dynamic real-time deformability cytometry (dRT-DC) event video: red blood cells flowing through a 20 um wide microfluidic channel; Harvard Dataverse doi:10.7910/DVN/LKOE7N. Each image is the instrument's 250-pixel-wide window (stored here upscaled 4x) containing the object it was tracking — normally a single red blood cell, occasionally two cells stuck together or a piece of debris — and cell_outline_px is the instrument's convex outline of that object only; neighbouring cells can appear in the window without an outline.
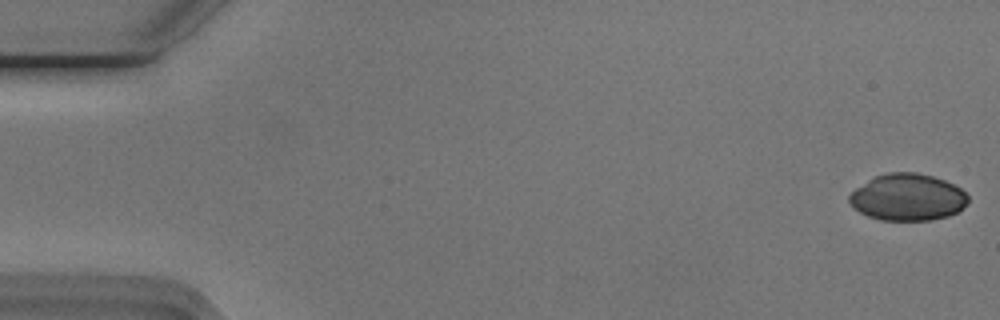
{"species": "Egyptian fruit bat (a non-hibernating species)", "species_latin": "Rousettus aegyptiacus", "temperature_condition": "cold", "stored_images_in_passage": 51, "camera_frame_rate_fps": 3000, "um_per_image_px": 0.085, "animal": {"sex": "male"}, "frame": {"image": 1, "passage_image": 1, "time_ms": 0.0, "image_size_px": [1000, 320], "cell_outline_px": [[968, 204], [956, 212], [948, 216], [932, 220], [880, 220], [868, 216], [852, 208], [848, 200], [848, 196], [856, 188], [872, 176], [888, 172], [916, 172], [932, 176], [944, 180], [960, 188], [968, 196]], "centroid_in_image_um": [77.12, 16.76], "position_along_channel_um": 7.9, "area_um2": 32.6}}
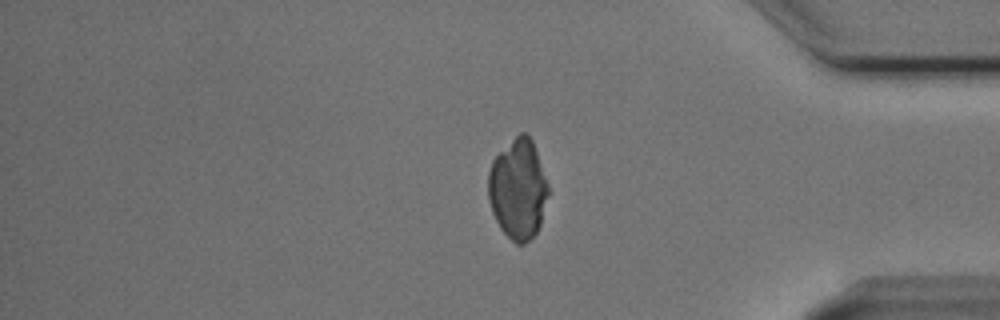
{"frame": {"image": 2, "passage_image": 45, "time_ms": 14.667, "image_size_px": [1000, 320], "cell_outline_px": [[552, 192], [540, 224], [536, 232], [524, 244], [516, 244], [500, 228], [492, 212], [488, 200], [488, 172], [492, 160], [520, 132], [524, 132], [532, 140]], "centroid_in_image_um": [44.06, 16.09], "position_along_channel_um": 391.1, "area_um2": 35.32}}